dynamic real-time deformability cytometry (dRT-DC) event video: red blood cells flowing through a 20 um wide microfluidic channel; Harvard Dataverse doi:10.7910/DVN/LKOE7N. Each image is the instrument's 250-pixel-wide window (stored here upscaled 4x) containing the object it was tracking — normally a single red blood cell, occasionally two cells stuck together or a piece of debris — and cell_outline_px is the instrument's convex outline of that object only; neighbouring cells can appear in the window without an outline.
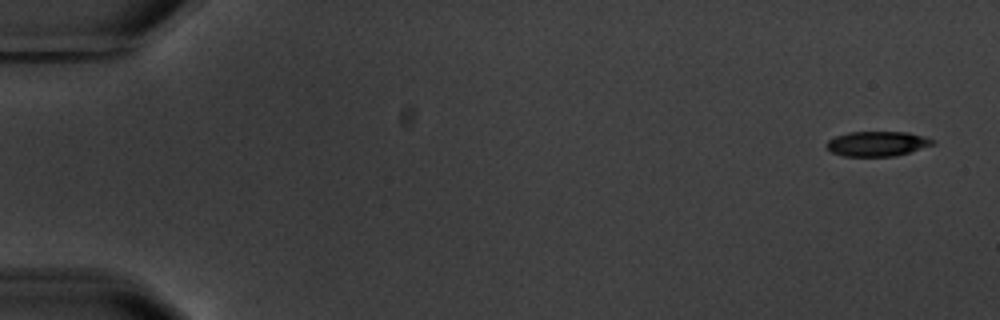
{"species": "common noctule bat (a hibernating species)", "species_latin": "Nyctalus noctula", "temperature_condition": "warm", "stored_images_in_passage": 6, "camera_frame_rate_fps": 3000, "um_per_image_px": 0.085, "animal": {"sex": "male", "body_mass_g": 20.1, "forearm_length_mm": 53.5}, "frame": {"image": 1, "passage_image": 1, "time_ms": 0.0, "image_size_px": [1000, 320], "cell_outline_px": [[936, 140], [932, 144], [896, 156], [844, 156], [832, 152], [824, 144], [828, 140], [836, 136], [848, 132], [908, 132], [924, 136]], "centroid_in_image_um": [74.53, 12.21], "position_along_channel_um": 10.5, "area_um2": 15.26}}